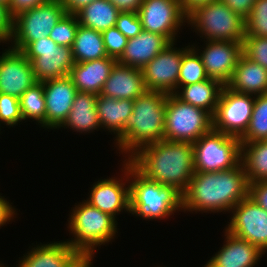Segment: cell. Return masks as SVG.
<instances>
[{
  "mask_svg": "<svg viewBox=\"0 0 267 267\" xmlns=\"http://www.w3.org/2000/svg\"><path fill=\"white\" fill-rule=\"evenodd\" d=\"M248 193L249 183L241 163L220 172H195L182 194L183 211L230 213Z\"/></svg>",
  "mask_w": 267,
  "mask_h": 267,
  "instance_id": "obj_1",
  "label": "cell"
},
{
  "mask_svg": "<svg viewBox=\"0 0 267 267\" xmlns=\"http://www.w3.org/2000/svg\"><path fill=\"white\" fill-rule=\"evenodd\" d=\"M127 160L148 179L173 186L182 194L195 173L190 142L163 139L143 146Z\"/></svg>",
  "mask_w": 267,
  "mask_h": 267,
  "instance_id": "obj_2",
  "label": "cell"
},
{
  "mask_svg": "<svg viewBox=\"0 0 267 267\" xmlns=\"http://www.w3.org/2000/svg\"><path fill=\"white\" fill-rule=\"evenodd\" d=\"M167 96L163 92L146 90L134 100L123 136L115 146L122 154H127L125 160L143 146L164 139Z\"/></svg>",
  "mask_w": 267,
  "mask_h": 267,
  "instance_id": "obj_3",
  "label": "cell"
},
{
  "mask_svg": "<svg viewBox=\"0 0 267 267\" xmlns=\"http://www.w3.org/2000/svg\"><path fill=\"white\" fill-rule=\"evenodd\" d=\"M132 180V181H131ZM130 213L145 220L168 218L183 210V196L173 186L159 184L129 162Z\"/></svg>",
  "mask_w": 267,
  "mask_h": 267,
  "instance_id": "obj_4",
  "label": "cell"
},
{
  "mask_svg": "<svg viewBox=\"0 0 267 267\" xmlns=\"http://www.w3.org/2000/svg\"><path fill=\"white\" fill-rule=\"evenodd\" d=\"M71 211L67 225L74 238L66 242L77 253L93 256L97 246L115 239L117 220L111 215L91 206L85 200L75 205Z\"/></svg>",
  "mask_w": 267,
  "mask_h": 267,
  "instance_id": "obj_5",
  "label": "cell"
},
{
  "mask_svg": "<svg viewBox=\"0 0 267 267\" xmlns=\"http://www.w3.org/2000/svg\"><path fill=\"white\" fill-rule=\"evenodd\" d=\"M187 23L204 41H243L245 37V19L220 0L196 6L187 14Z\"/></svg>",
  "mask_w": 267,
  "mask_h": 267,
  "instance_id": "obj_6",
  "label": "cell"
},
{
  "mask_svg": "<svg viewBox=\"0 0 267 267\" xmlns=\"http://www.w3.org/2000/svg\"><path fill=\"white\" fill-rule=\"evenodd\" d=\"M212 129L213 118L209 112L183 102L175 94H168L165 140L193 143Z\"/></svg>",
  "mask_w": 267,
  "mask_h": 267,
  "instance_id": "obj_7",
  "label": "cell"
},
{
  "mask_svg": "<svg viewBox=\"0 0 267 267\" xmlns=\"http://www.w3.org/2000/svg\"><path fill=\"white\" fill-rule=\"evenodd\" d=\"M195 172H220L237 167L241 159V141L211 130L192 143Z\"/></svg>",
  "mask_w": 267,
  "mask_h": 267,
  "instance_id": "obj_8",
  "label": "cell"
},
{
  "mask_svg": "<svg viewBox=\"0 0 267 267\" xmlns=\"http://www.w3.org/2000/svg\"><path fill=\"white\" fill-rule=\"evenodd\" d=\"M60 0H47L14 16L10 48L22 52L31 42L49 37L53 27L66 14Z\"/></svg>",
  "mask_w": 267,
  "mask_h": 267,
  "instance_id": "obj_9",
  "label": "cell"
},
{
  "mask_svg": "<svg viewBox=\"0 0 267 267\" xmlns=\"http://www.w3.org/2000/svg\"><path fill=\"white\" fill-rule=\"evenodd\" d=\"M22 53L31 62L37 82L67 77L75 63L72 47L60 46L50 37L31 42Z\"/></svg>",
  "mask_w": 267,
  "mask_h": 267,
  "instance_id": "obj_10",
  "label": "cell"
},
{
  "mask_svg": "<svg viewBox=\"0 0 267 267\" xmlns=\"http://www.w3.org/2000/svg\"><path fill=\"white\" fill-rule=\"evenodd\" d=\"M254 101L255 96L224 86L212 116L213 130L240 138L248 128Z\"/></svg>",
  "mask_w": 267,
  "mask_h": 267,
  "instance_id": "obj_11",
  "label": "cell"
},
{
  "mask_svg": "<svg viewBox=\"0 0 267 267\" xmlns=\"http://www.w3.org/2000/svg\"><path fill=\"white\" fill-rule=\"evenodd\" d=\"M137 13L143 30L160 34L170 43L187 22L180 0H144Z\"/></svg>",
  "mask_w": 267,
  "mask_h": 267,
  "instance_id": "obj_12",
  "label": "cell"
},
{
  "mask_svg": "<svg viewBox=\"0 0 267 267\" xmlns=\"http://www.w3.org/2000/svg\"><path fill=\"white\" fill-rule=\"evenodd\" d=\"M233 215L225 230L267 252V211L248 195L231 211Z\"/></svg>",
  "mask_w": 267,
  "mask_h": 267,
  "instance_id": "obj_13",
  "label": "cell"
},
{
  "mask_svg": "<svg viewBox=\"0 0 267 267\" xmlns=\"http://www.w3.org/2000/svg\"><path fill=\"white\" fill-rule=\"evenodd\" d=\"M175 42L167 45L141 70L144 85L147 91H159L174 94L178 88L181 59L183 54L191 47H174Z\"/></svg>",
  "mask_w": 267,
  "mask_h": 267,
  "instance_id": "obj_14",
  "label": "cell"
},
{
  "mask_svg": "<svg viewBox=\"0 0 267 267\" xmlns=\"http://www.w3.org/2000/svg\"><path fill=\"white\" fill-rule=\"evenodd\" d=\"M122 165L124 168H121V171L124 170L122 174L126 179L123 177L121 179L109 177L98 180L93 183L89 198L85 200L91 206L111 215L115 219L117 218L116 214L123 212V209L130 213L129 161L124 160Z\"/></svg>",
  "mask_w": 267,
  "mask_h": 267,
  "instance_id": "obj_15",
  "label": "cell"
},
{
  "mask_svg": "<svg viewBox=\"0 0 267 267\" xmlns=\"http://www.w3.org/2000/svg\"><path fill=\"white\" fill-rule=\"evenodd\" d=\"M243 41H205L204 50L194 44L191 46L200 55L206 73L210 79L220 81L227 85L231 80L238 59L242 54Z\"/></svg>",
  "mask_w": 267,
  "mask_h": 267,
  "instance_id": "obj_16",
  "label": "cell"
},
{
  "mask_svg": "<svg viewBox=\"0 0 267 267\" xmlns=\"http://www.w3.org/2000/svg\"><path fill=\"white\" fill-rule=\"evenodd\" d=\"M0 56V93L20 98L37 80L31 62L26 56L10 47Z\"/></svg>",
  "mask_w": 267,
  "mask_h": 267,
  "instance_id": "obj_17",
  "label": "cell"
},
{
  "mask_svg": "<svg viewBox=\"0 0 267 267\" xmlns=\"http://www.w3.org/2000/svg\"><path fill=\"white\" fill-rule=\"evenodd\" d=\"M42 84L46 104L45 128H61L72 108L77 88L69 76L47 80Z\"/></svg>",
  "mask_w": 267,
  "mask_h": 267,
  "instance_id": "obj_18",
  "label": "cell"
},
{
  "mask_svg": "<svg viewBox=\"0 0 267 267\" xmlns=\"http://www.w3.org/2000/svg\"><path fill=\"white\" fill-rule=\"evenodd\" d=\"M225 244L204 267H254L264 254L256 245L225 230Z\"/></svg>",
  "mask_w": 267,
  "mask_h": 267,
  "instance_id": "obj_19",
  "label": "cell"
},
{
  "mask_svg": "<svg viewBox=\"0 0 267 267\" xmlns=\"http://www.w3.org/2000/svg\"><path fill=\"white\" fill-rule=\"evenodd\" d=\"M145 91L142 70L116 62L100 95L114 99L135 100Z\"/></svg>",
  "mask_w": 267,
  "mask_h": 267,
  "instance_id": "obj_20",
  "label": "cell"
},
{
  "mask_svg": "<svg viewBox=\"0 0 267 267\" xmlns=\"http://www.w3.org/2000/svg\"><path fill=\"white\" fill-rule=\"evenodd\" d=\"M117 60L105 57L83 63H74L69 77L78 92L99 95Z\"/></svg>",
  "mask_w": 267,
  "mask_h": 267,
  "instance_id": "obj_21",
  "label": "cell"
},
{
  "mask_svg": "<svg viewBox=\"0 0 267 267\" xmlns=\"http://www.w3.org/2000/svg\"><path fill=\"white\" fill-rule=\"evenodd\" d=\"M170 42L162 35L142 30L128 39L123 54L117 60L120 64L142 69Z\"/></svg>",
  "mask_w": 267,
  "mask_h": 267,
  "instance_id": "obj_22",
  "label": "cell"
},
{
  "mask_svg": "<svg viewBox=\"0 0 267 267\" xmlns=\"http://www.w3.org/2000/svg\"><path fill=\"white\" fill-rule=\"evenodd\" d=\"M226 86L242 94L254 96L267 94V69L242 53Z\"/></svg>",
  "mask_w": 267,
  "mask_h": 267,
  "instance_id": "obj_23",
  "label": "cell"
},
{
  "mask_svg": "<svg viewBox=\"0 0 267 267\" xmlns=\"http://www.w3.org/2000/svg\"><path fill=\"white\" fill-rule=\"evenodd\" d=\"M17 264V267H65L77 254L66 241L50 242L49 244L36 245ZM0 267L4 266L0 263Z\"/></svg>",
  "mask_w": 267,
  "mask_h": 267,
  "instance_id": "obj_24",
  "label": "cell"
},
{
  "mask_svg": "<svg viewBox=\"0 0 267 267\" xmlns=\"http://www.w3.org/2000/svg\"><path fill=\"white\" fill-rule=\"evenodd\" d=\"M134 100L114 99L97 95L96 110L101 128L113 132L116 142L123 136V130L132 114Z\"/></svg>",
  "mask_w": 267,
  "mask_h": 267,
  "instance_id": "obj_25",
  "label": "cell"
},
{
  "mask_svg": "<svg viewBox=\"0 0 267 267\" xmlns=\"http://www.w3.org/2000/svg\"><path fill=\"white\" fill-rule=\"evenodd\" d=\"M97 95L86 92H77L72 108L66 121L61 127L71 130L90 133L101 128L96 110Z\"/></svg>",
  "mask_w": 267,
  "mask_h": 267,
  "instance_id": "obj_26",
  "label": "cell"
},
{
  "mask_svg": "<svg viewBox=\"0 0 267 267\" xmlns=\"http://www.w3.org/2000/svg\"><path fill=\"white\" fill-rule=\"evenodd\" d=\"M224 86L220 81L209 78L186 86H178L174 94L183 102L204 109L213 116Z\"/></svg>",
  "mask_w": 267,
  "mask_h": 267,
  "instance_id": "obj_27",
  "label": "cell"
},
{
  "mask_svg": "<svg viewBox=\"0 0 267 267\" xmlns=\"http://www.w3.org/2000/svg\"><path fill=\"white\" fill-rule=\"evenodd\" d=\"M240 163L249 184L267 182V142H241Z\"/></svg>",
  "mask_w": 267,
  "mask_h": 267,
  "instance_id": "obj_28",
  "label": "cell"
},
{
  "mask_svg": "<svg viewBox=\"0 0 267 267\" xmlns=\"http://www.w3.org/2000/svg\"><path fill=\"white\" fill-rule=\"evenodd\" d=\"M121 11L108 0H95L76 13L79 24L98 32L114 27Z\"/></svg>",
  "mask_w": 267,
  "mask_h": 267,
  "instance_id": "obj_29",
  "label": "cell"
},
{
  "mask_svg": "<svg viewBox=\"0 0 267 267\" xmlns=\"http://www.w3.org/2000/svg\"><path fill=\"white\" fill-rule=\"evenodd\" d=\"M75 63H83L108 57L101 32L79 24L72 45Z\"/></svg>",
  "mask_w": 267,
  "mask_h": 267,
  "instance_id": "obj_30",
  "label": "cell"
},
{
  "mask_svg": "<svg viewBox=\"0 0 267 267\" xmlns=\"http://www.w3.org/2000/svg\"><path fill=\"white\" fill-rule=\"evenodd\" d=\"M23 120H35L45 128L46 104L42 82L29 87L19 98Z\"/></svg>",
  "mask_w": 267,
  "mask_h": 267,
  "instance_id": "obj_31",
  "label": "cell"
},
{
  "mask_svg": "<svg viewBox=\"0 0 267 267\" xmlns=\"http://www.w3.org/2000/svg\"><path fill=\"white\" fill-rule=\"evenodd\" d=\"M267 138V94L255 96L251 119L241 142H253Z\"/></svg>",
  "mask_w": 267,
  "mask_h": 267,
  "instance_id": "obj_32",
  "label": "cell"
},
{
  "mask_svg": "<svg viewBox=\"0 0 267 267\" xmlns=\"http://www.w3.org/2000/svg\"><path fill=\"white\" fill-rule=\"evenodd\" d=\"M209 79L202 59L197 51L191 46L182 56L178 86L205 81Z\"/></svg>",
  "mask_w": 267,
  "mask_h": 267,
  "instance_id": "obj_33",
  "label": "cell"
},
{
  "mask_svg": "<svg viewBox=\"0 0 267 267\" xmlns=\"http://www.w3.org/2000/svg\"><path fill=\"white\" fill-rule=\"evenodd\" d=\"M245 36L267 37V0H256L245 19Z\"/></svg>",
  "mask_w": 267,
  "mask_h": 267,
  "instance_id": "obj_34",
  "label": "cell"
},
{
  "mask_svg": "<svg viewBox=\"0 0 267 267\" xmlns=\"http://www.w3.org/2000/svg\"><path fill=\"white\" fill-rule=\"evenodd\" d=\"M78 27L76 14L66 13L53 27L49 37L60 46L72 47Z\"/></svg>",
  "mask_w": 267,
  "mask_h": 267,
  "instance_id": "obj_35",
  "label": "cell"
},
{
  "mask_svg": "<svg viewBox=\"0 0 267 267\" xmlns=\"http://www.w3.org/2000/svg\"><path fill=\"white\" fill-rule=\"evenodd\" d=\"M242 53L267 69V37L245 36Z\"/></svg>",
  "mask_w": 267,
  "mask_h": 267,
  "instance_id": "obj_36",
  "label": "cell"
},
{
  "mask_svg": "<svg viewBox=\"0 0 267 267\" xmlns=\"http://www.w3.org/2000/svg\"><path fill=\"white\" fill-rule=\"evenodd\" d=\"M23 121L20 111L19 98L0 93V126L1 123L9 127L16 126Z\"/></svg>",
  "mask_w": 267,
  "mask_h": 267,
  "instance_id": "obj_37",
  "label": "cell"
},
{
  "mask_svg": "<svg viewBox=\"0 0 267 267\" xmlns=\"http://www.w3.org/2000/svg\"><path fill=\"white\" fill-rule=\"evenodd\" d=\"M104 48L108 57L118 60L124 52L128 38L115 26L102 32Z\"/></svg>",
  "mask_w": 267,
  "mask_h": 267,
  "instance_id": "obj_38",
  "label": "cell"
},
{
  "mask_svg": "<svg viewBox=\"0 0 267 267\" xmlns=\"http://www.w3.org/2000/svg\"><path fill=\"white\" fill-rule=\"evenodd\" d=\"M115 27L128 39L134 38L143 30L137 12H120Z\"/></svg>",
  "mask_w": 267,
  "mask_h": 267,
  "instance_id": "obj_39",
  "label": "cell"
},
{
  "mask_svg": "<svg viewBox=\"0 0 267 267\" xmlns=\"http://www.w3.org/2000/svg\"><path fill=\"white\" fill-rule=\"evenodd\" d=\"M14 17L6 4L0 3V43L9 42L13 34Z\"/></svg>",
  "mask_w": 267,
  "mask_h": 267,
  "instance_id": "obj_40",
  "label": "cell"
},
{
  "mask_svg": "<svg viewBox=\"0 0 267 267\" xmlns=\"http://www.w3.org/2000/svg\"><path fill=\"white\" fill-rule=\"evenodd\" d=\"M248 195L259 206L267 211V182H256L249 184Z\"/></svg>",
  "mask_w": 267,
  "mask_h": 267,
  "instance_id": "obj_41",
  "label": "cell"
},
{
  "mask_svg": "<svg viewBox=\"0 0 267 267\" xmlns=\"http://www.w3.org/2000/svg\"><path fill=\"white\" fill-rule=\"evenodd\" d=\"M226 4L234 13L246 19L252 11L256 0H220Z\"/></svg>",
  "mask_w": 267,
  "mask_h": 267,
  "instance_id": "obj_42",
  "label": "cell"
},
{
  "mask_svg": "<svg viewBox=\"0 0 267 267\" xmlns=\"http://www.w3.org/2000/svg\"><path fill=\"white\" fill-rule=\"evenodd\" d=\"M46 1L47 0H10L8 7L11 15L14 17L20 12L36 7Z\"/></svg>",
  "mask_w": 267,
  "mask_h": 267,
  "instance_id": "obj_43",
  "label": "cell"
},
{
  "mask_svg": "<svg viewBox=\"0 0 267 267\" xmlns=\"http://www.w3.org/2000/svg\"><path fill=\"white\" fill-rule=\"evenodd\" d=\"M16 209L14 206L9 203V200L4 198V196L0 195V227L8 224L10 220L12 221L17 214V211L15 213ZM14 217V218H13Z\"/></svg>",
  "mask_w": 267,
  "mask_h": 267,
  "instance_id": "obj_44",
  "label": "cell"
},
{
  "mask_svg": "<svg viewBox=\"0 0 267 267\" xmlns=\"http://www.w3.org/2000/svg\"><path fill=\"white\" fill-rule=\"evenodd\" d=\"M121 12H137L144 0H108Z\"/></svg>",
  "mask_w": 267,
  "mask_h": 267,
  "instance_id": "obj_45",
  "label": "cell"
},
{
  "mask_svg": "<svg viewBox=\"0 0 267 267\" xmlns=\"http://www.w3.org/2000/svg\"><path fill=\"white\" fill-rule=\"evenodd\" d=\"M93 256L86 253H77L65 267H91L93 264Z\"/></svg>",
  "mask_w": 267,
  "mask_h": 267,
  "instance_id": "obj_46",
  "label": "cell"
},
{
  "mask_svg": "<svg viewBox=\"0 0 267 267\" xmlns=\"http://www.w3.org/2000/svg\"><path fill=\"white\" fill-rule=\"evenodd\" d=\"M68 14H76L84 6L95 0H60Z\"/></svg>",
  "mask_w": 267,
  "mask_h": 267,
  "instance_id": "obj_47",
  "label": "cell"
},
{
  "mask_svg": "<svg viewBox=\"0 0 267 267\" xmlns=\"http://www.w3.org/2000/svg\"><path fill=\"white\" fill-rule=\"evenodd\" d=\"M213 1H218V0H180L181 5L186 14H188L196 6H200L202 4H206Z\"/></svg>",
  "mask_w": 267,
  "mask_h": 267,
  "instance_id": "obj_48",
  "label": "cell"
},
{
  "mask_svg": "<svg viewBox=\"0 0 267 267\" xmlns=\"http://www.w3.org/2000/svg\"><path fill=\"white\" fill-rule=\"evenodd\" d=\"M9 2H10V0H0V3L6 4V5H8Z\"/></svg>",
  "mask_w": 267,
  "mask_h": 267,
  "instance_id": "obj_49",
  "label": "cell"
}]
</instances>
